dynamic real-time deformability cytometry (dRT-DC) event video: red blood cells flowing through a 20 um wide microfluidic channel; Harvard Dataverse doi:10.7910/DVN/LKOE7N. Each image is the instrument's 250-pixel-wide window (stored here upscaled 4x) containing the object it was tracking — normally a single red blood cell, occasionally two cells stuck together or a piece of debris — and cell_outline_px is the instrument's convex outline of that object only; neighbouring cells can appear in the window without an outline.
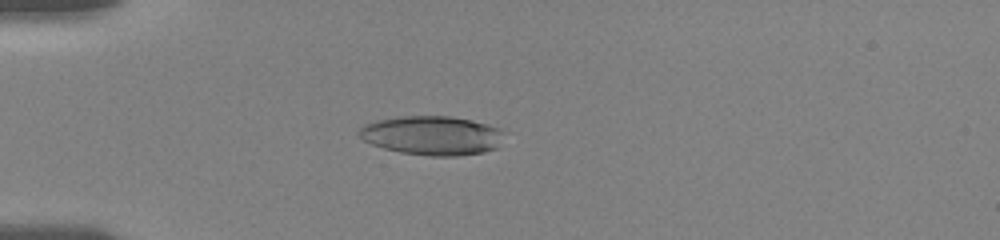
{"species": "human", "species_latin": "Homo sapiens", "temperature_condition": "room temperature", "stored_images_in_passage": 43, "camera_frame_rate_fps": 3000, "um_per_image_px": 0.085, "donor": {"sex": "female"}, "frame": {"image": 1, "passage_image": 16, "time_ms": 5.0, "image_size_px": [1000, 240], "cell_outline_px": [[504, 132], [496, 148], [484, 152], [456, 156], [432, 156], [400, 152], [384, 148], [372, 144], [364, 140], [356, 132], [364, 124], [380, 120], [400, 116], [448, 116], [472, 120], [488, 124], [500, 128]], "centroid_in_image_um": [36.73, 11.51], "position_along_channel_um": 48.3, "area_um2": 32.95}}
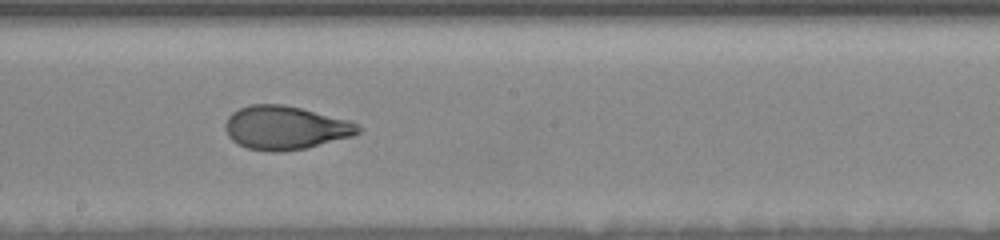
{"frame": {"image": 2, "passage_image": 27, "time_ms": 10.333, "image_size_px": [1000, 240], "cell_outline_px": [[364, 128], [360, 132], [352, 136], [308, 148], [280, 152], [272, 152], [248, 148], [232, 140], [228, 136], [224, 128], [224, 124], [228, 116], [232, 112], [240, 108], [252, 104], [284, 104], [348, 120], [360, 124]], "centroid_in_image_um": [24.27, 10.86], "position_along_channel_um": 223.9, "area_um2": 33.87}}
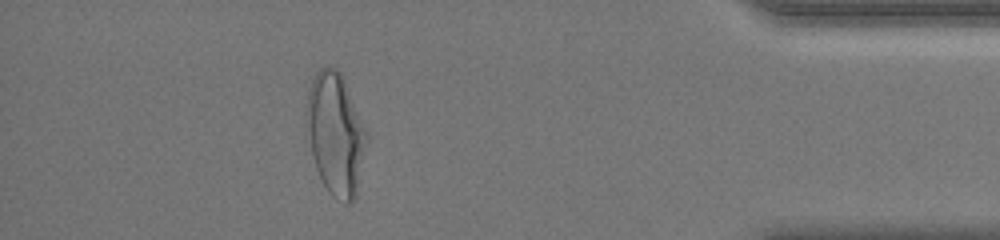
{"frame": {"image": 3, "passage_image": 40, "time_ms": 16.333, "image_size_px": [1000, 240], "cell_outline_px": [[368, 140], [356, 200], [352, 204], [344, 204], [336, 200], [328, 192], [316, 168], [304, 124], [308, 92], [312, 80], [316, 72], [320, 68], [336, 68], [344, 76], [368, 132]], "centroid_in_image_um": [28.55, 11.42], "position_along_channel_um": 406.7, "area_um2": 43.75}, "authors_computed_cell_mechanics": {"area_um2": 34.391, "velocity_mm_per_s": 3.6828, "shape_relaxation_time_tau1_ms": 4.6038, "shape_relaxation_time_tau2_ms": 0.7552, "deformation_change_tau1": 0.1692, "deformation_change_tau2": 0.0656}}